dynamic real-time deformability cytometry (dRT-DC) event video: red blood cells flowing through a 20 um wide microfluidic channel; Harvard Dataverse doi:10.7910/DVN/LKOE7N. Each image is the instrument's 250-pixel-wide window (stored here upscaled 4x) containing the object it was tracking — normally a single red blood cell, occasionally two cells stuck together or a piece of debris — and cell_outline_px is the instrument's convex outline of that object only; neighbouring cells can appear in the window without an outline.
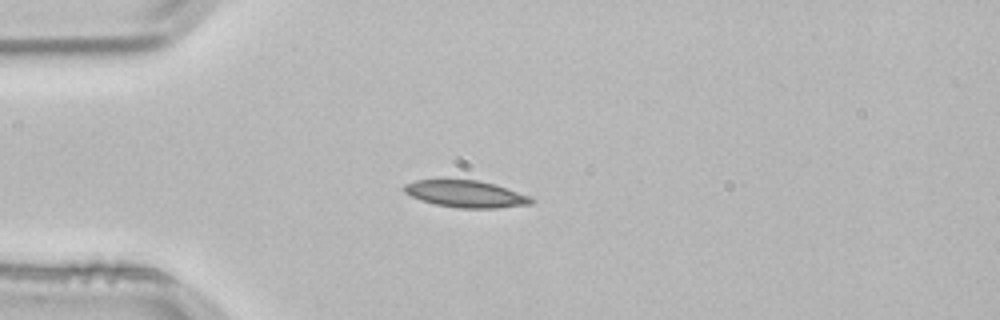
{"species": "common noctule bat (a hibernating species)", "species_latin": "Nyctalus noctula", "temperature_condition": "room temperature", "stored_images_in_passage": 1, "camera_frame_rate_fps": 3000, "um_per_image_px": 0.085, "animal": {"sex": "male", "body_mass_g": 21.5, "forearm_length_mm": 52.0}, "frame": {"image": 1, "passage_image": 1, "time_ms": 0.0, "image_size_px": [1000, 320], "cell_outline_px": [[536, 200], [532, 204], [496, 208], [460, 208], [436, 204], [420, 200], [404, 192], [404, 184], [416, 180], [480, 180], [496, 184], [532, 196]], "centroid_in_image_um": [39.66, 16.48], "position_along_channel_um": 45.3, "area_um2": 20.06}}